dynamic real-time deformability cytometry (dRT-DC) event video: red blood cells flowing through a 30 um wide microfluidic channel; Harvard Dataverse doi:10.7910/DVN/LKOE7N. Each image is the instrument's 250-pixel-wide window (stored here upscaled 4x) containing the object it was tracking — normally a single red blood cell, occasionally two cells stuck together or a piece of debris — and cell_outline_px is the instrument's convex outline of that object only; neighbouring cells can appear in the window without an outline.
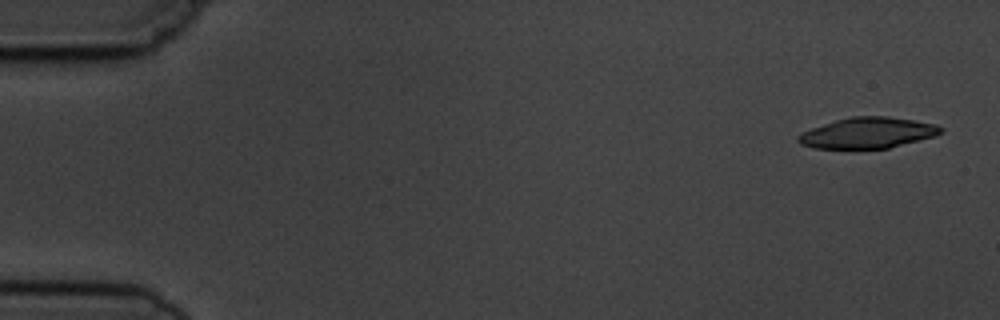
{"species": "common noctule bat (a hibernating species)", "species_latin": "Nyctalus noctula", "temperature_condition": "cold", "stored_images_in_passage": 5, "camera_frame_rate_fps": 3000, "um_per_image_px": 0.085, "animal": {"sex": "male", "body_mass_g": 19.5, "forearm_length_mm": 54.6}, "frame": {"image": 1, "passage_image": 1, "time_ms": 0.0, "image_size_px": [1000, 320], "cell_outline_px": [[944, 128], [936, 136], [888, 148], [812, 148], [800, 144], [796, 140], [796, 136], [812, 128], [836, 120], [852, 116], [888, 116], [936, 124]], "centroid_in_image_um": [73.75, 11.29], "position_along_channel_um": 11.2, "area_um2": 25.43}}